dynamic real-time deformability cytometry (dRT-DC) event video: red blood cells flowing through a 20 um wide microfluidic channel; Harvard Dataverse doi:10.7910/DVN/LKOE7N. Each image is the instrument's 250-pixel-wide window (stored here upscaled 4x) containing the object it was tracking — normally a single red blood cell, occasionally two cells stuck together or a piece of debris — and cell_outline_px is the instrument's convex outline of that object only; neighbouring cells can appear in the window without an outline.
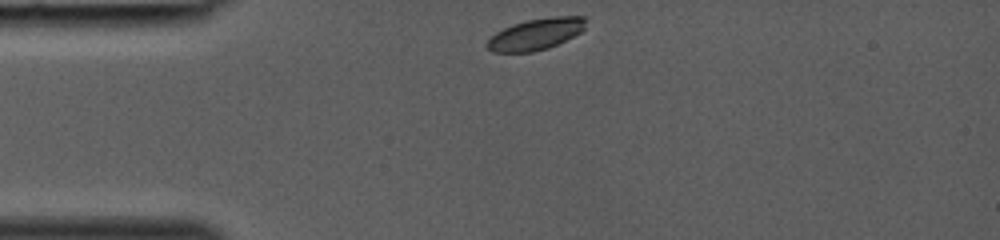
{"species": "common noctule bat (a hibernating species)", "species_latin": "Nyctalus noctula", "temperature_condition": "room temperature", "stored_images_in_passage": 27, "camera_frame_rate_fps": 3000, "um_per_image_px": 0.085, "animal": {"sex": "female", "body_mass_g": 19.0, "forearm_length_mm": 53.3}, "frame": {"image": 1, "passage_image": 1, "time_ms": 0.0, "image_size_px": [1000, 240], "cell_outline_px": [[584, 28], [580, 32], [548, 48], [532, 52], [492, 52], [484, 44], [496, 32], [512, 24], [528, 20], [552, 16], [584, 16]], "centroid_in_image_um": [45.5, 2.9], "position_along_channel_um": 39.5, "area_um2": 17.8}}
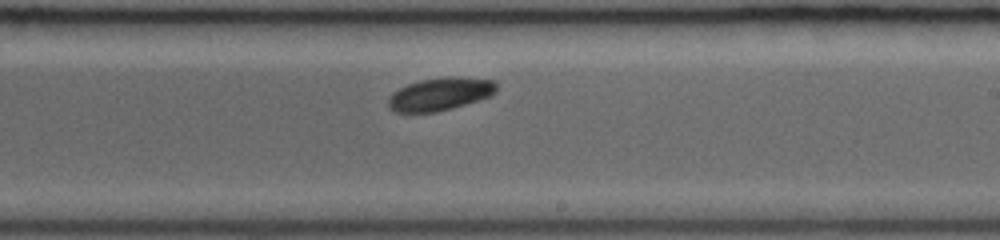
{"frame": {"image": 2, "passage_image": 16, "time_ms": 5.0, "image_size_px": [1000, 240], "cell_outline_px": [[496, 92], [488, 96], [452, 108], [436, 112], [396, 112], [388, 104], [388, 100], [392, 92], [408, 84], [420, 80], [444, 76], [456, 76], [496, 80]], "centroid_in_image_um": [37.41, 7.97], "position_along_channel_um": 251.6, "area_um2": 20.58}}
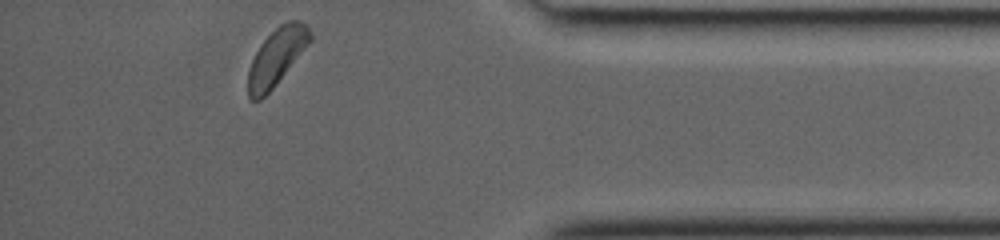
{"frame": {"image": 3, "passage_image": 27, "time_ms": 8.667, "image_size_px": [1000, 240], "cell_outline_px": [[312, 40], [272, 88], [260, 100], [252, 100], [248, 96], [248, 72], [252, 60], [260, 44], [280, 24], [288, 20], [300, 20], [308, 28], [312, 36]], "centroid_in_image_um": [23.51, 4.82], "position_along_channel_um": 411.7, "area_um2": 20.11}}